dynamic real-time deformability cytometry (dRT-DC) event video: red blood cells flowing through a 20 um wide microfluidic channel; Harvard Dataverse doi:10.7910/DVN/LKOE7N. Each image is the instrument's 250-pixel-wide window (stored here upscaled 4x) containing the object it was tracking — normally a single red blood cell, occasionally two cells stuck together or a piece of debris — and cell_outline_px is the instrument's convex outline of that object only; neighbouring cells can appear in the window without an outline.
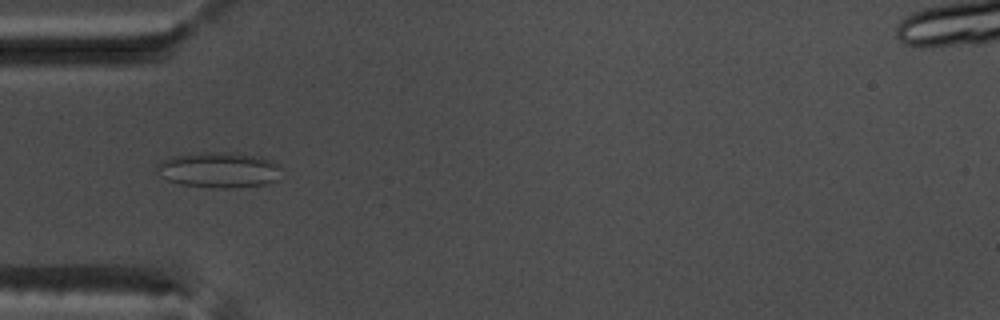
{"species": "common noctule bat (a hibernating species)", "species_latin": "Nyctalus noctula", "temperature_condition": "warm", "stored_images_in_passage": 55, "camera_frame_rate_fps": 3000, "um_per_image_px": 0.085, "animal": {"sex": "male", "body_mass_g": 17.5, "forearm_length_mm": 52.3}, "frame": {"image": 1, "passage_image": 18, "time_ms": 5.667, "image_size_px": [1000, 320], "cell_outline_px": [[280, 180], [268, 184], [232, 188], [216, 188], [180, 184], [168, 180], [160, 176], [156, 172], [156, 164], [160, 160], [172, 156], [196, 152], [236, 152], [260, 156], [272, 160], [280, 164]], "centroid_in_image_um": [18.63, 14.43], "position_along_channel_um": 66.4, "area_um2": 26.59}}
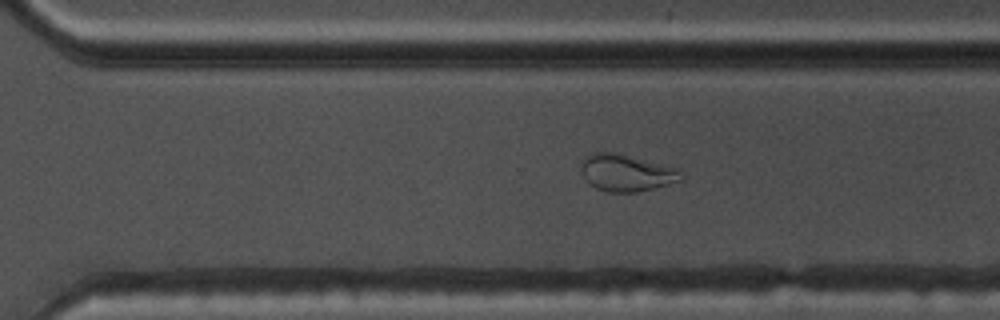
{"frame": {"image": 2, "passage_image": 38, "time_ms": 12.333, "image_size_px": [1000, 320], "cell_outline_px": [[684, 180], [636, 192], [608, 192], [596, 188], [588, 184], [584, 180], [580, 168], [580, 160], [596, 152], [616, 152], [680, 168]], "centroid_in_image_um": [53.23, 14.68], "position_along_channel_um": 317.4, "area_um2": 21.85}}
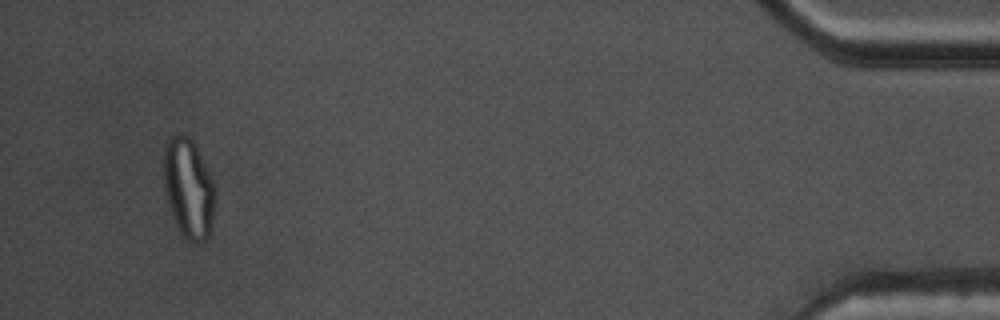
{"frame": {"image": 3, "passage_image": 52, "time_ms": 17.0, "image_size_px": [1000, 320], "cell_outline_px": [[216, 196], [212, 220], [208, 236], [200, 244], [192, 244], [180, 232], [176, 224], [168, 204], [164, 188], [164, 144], [168, 136], [176, 132], [184, 132], [192, 140], [216, 188]], "centroid_in_image_um": [16.01, 15.98], "position_along_channel_um": 419.2, "area_um2": 30.11}, "authors_computed_cell_mechanics": {"area_um2": 26.588, "velocity_mm_per_s": 3.7797, "shape_relaxation_time_tau1_ms": null, "shape_relaxation_time_tau2_ms": 1.0897, "deformation_change_tau1": null, "deformation_change_tau2": 0.0738}}